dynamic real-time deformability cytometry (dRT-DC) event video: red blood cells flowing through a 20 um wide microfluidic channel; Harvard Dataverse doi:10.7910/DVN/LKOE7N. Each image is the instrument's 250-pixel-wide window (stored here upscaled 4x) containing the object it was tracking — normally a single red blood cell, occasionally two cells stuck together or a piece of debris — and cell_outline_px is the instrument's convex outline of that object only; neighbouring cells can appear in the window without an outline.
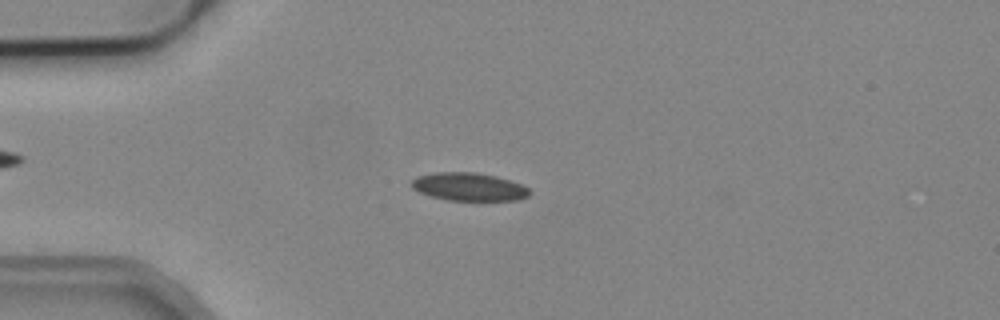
{"species": "common noctule bat (a hibernating species)", "species_latin": "Nyctalus noctula", "temperature_condition": "cold", "stored_images_in_passage": 5, "camera_frame_rate_fps": 3000, "um_per_image_px": 0.085, "animal": {"sex": "male", "body_mass_g": 19.2, "forearm_length_mm": 51.8}, "frame": {"image": 1, "passage_image": 3, "time_ms": 0.667, "image_size_px": [1000, 320], "cell_outline_px": [[532, 192], [528, 196], [520, 200], [448, 200], [432, 196], [420, 192], [412, 188], [412, 180], [416, 176], [436, 172], [472, 172], [496, 176], [524, 184]], "centroid_in_image_um": [39.9, 15.87], "position_along_channel_um": 45.1, "area_um2": 19.31}}
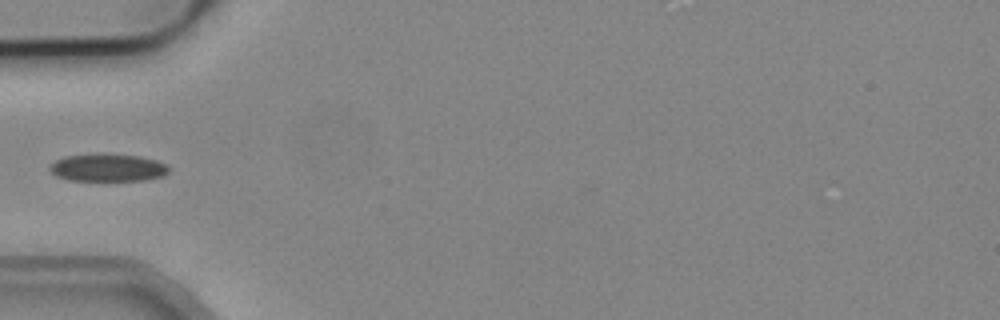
{"frame": {"image": 2, "passage_image": 4, "time_ms": 1.0, "image_size_px": [1000, 320], "cell_outline_px": [[168, 172], [164, 176], [144, 180], [68, 180], [56, 176], [48, 168], [56, 160], [64, 156], [100, 152], [140, 156], [156, 160], [164, 164], [168, 168]], "centroid_in_image_um": [9.14, 14.23], "position_along_channel_um": 75.9, "area_um2": 19.36}}